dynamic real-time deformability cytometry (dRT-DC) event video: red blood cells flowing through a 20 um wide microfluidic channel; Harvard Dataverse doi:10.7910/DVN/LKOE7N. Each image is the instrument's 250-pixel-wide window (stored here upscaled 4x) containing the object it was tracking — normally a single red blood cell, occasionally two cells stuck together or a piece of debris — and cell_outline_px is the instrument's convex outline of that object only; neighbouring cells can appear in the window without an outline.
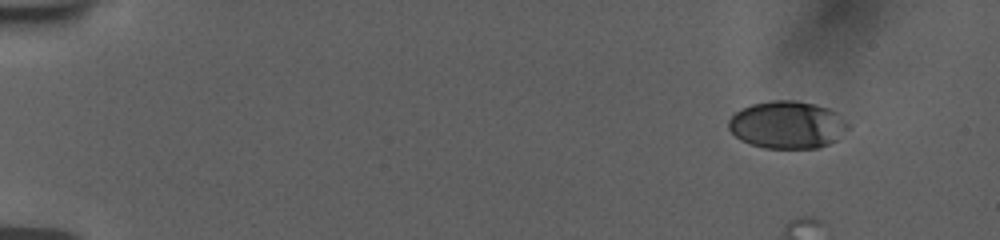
{"species": "human", "species_latin": "Homo sapiens", "temperature_condition": "room temperature", "stored_images_in_passage": 33, "camera_frame_rate_fps": 3000, "um_per_image_px": 0.085, "donor": {"sex": "female"}, "frame": {"image": 1, "passage_image": 1, "time_ms": 0.0, "image_size_px": [1000, 240], "cell_outline_px": [[852, 128], [836, 140], [820, 148], [764, 148], [740, 140], [728, 128], [728, 120], [740, 108], [752, 104], [772, 100], [792, 100], [816, 104], [828, 108], [836, 112], [852, 124]], "centroid_in_image_um": [66.97, 10.61], "position_along_channel_um": 18.0, "area_um2": 33.47}}